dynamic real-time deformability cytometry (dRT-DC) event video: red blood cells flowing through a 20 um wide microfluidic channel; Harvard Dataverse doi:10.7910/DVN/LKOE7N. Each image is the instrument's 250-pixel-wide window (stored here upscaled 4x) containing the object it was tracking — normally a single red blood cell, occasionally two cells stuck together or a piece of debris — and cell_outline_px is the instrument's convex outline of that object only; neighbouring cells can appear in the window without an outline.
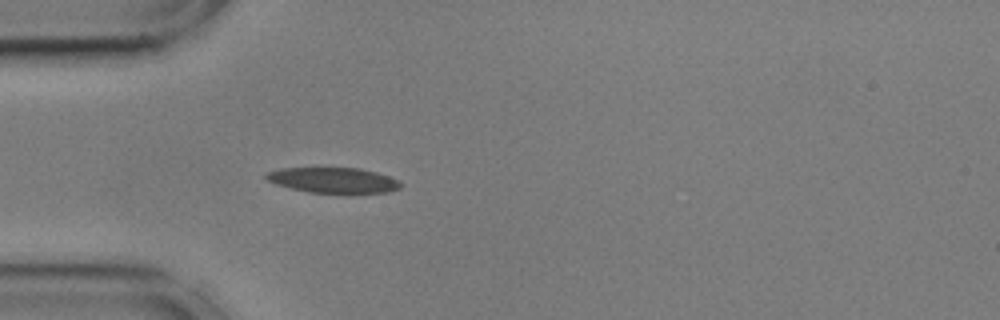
{"species": "common noctule bat (a hibernating species)", "species_latin": "Nyctalus noctula", "temperature_condition": "cold", "stored_images_in_passage": 46, "camera_frame_rate_fps": 3000, "um_per_image_px": 0.085, "animal": {"sex": "male", "body_mass_g": 17.9, "forearm_length_mm": 54.2}, "frame": {"image": 1, "passage_image": 7, "time_ms": 2.0, "image_size_px": [1000, 320], "cell_outline_px": [[404, 184], [400, 188], [388, 192], [348, 196], [308, 192], [276, 184], [268, 180], [264, 176], [264, 172], [280, 168], [360, 168], [376, 172], [388, 176]], "centroid_in_image_um": [28.37, 15.36], "position_along_channel_um": 56.6, "area_um2": 20.81}}